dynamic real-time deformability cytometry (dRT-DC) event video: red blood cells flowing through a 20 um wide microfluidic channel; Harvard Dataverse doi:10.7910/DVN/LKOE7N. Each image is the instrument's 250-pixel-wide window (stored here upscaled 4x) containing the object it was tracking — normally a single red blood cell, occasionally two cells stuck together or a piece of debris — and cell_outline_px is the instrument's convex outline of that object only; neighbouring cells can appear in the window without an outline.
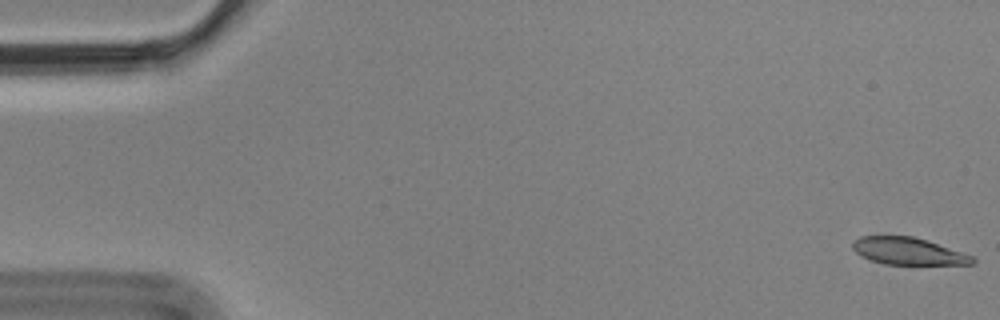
{"species": "Egyptian fruit bat (a non-hibernating species)", "species_latin": "Rousettus aegyptiacus", "temperature_condition": "cold", "stored_images_in_passage": 11, "camera_frame_rate_fps": 3000, "um_per_image_px": 0.085, "animal": {"sex": "male"}, "frame": {"image": 1, "passage_image": 1, "time_ms": 0.0, "image_size_px": [1000, 320], "cell_outline_px": [[976, 260], [972, 264], [884, 264], [860, 256], [852, 248], [852, 244], [860, 236], [912, 236], [928, 240], [972, 256]], "centroid_in_image_um": [77.17, 21.34], "position_along_channel_um": 7.8, "area_um2": 18.73}}
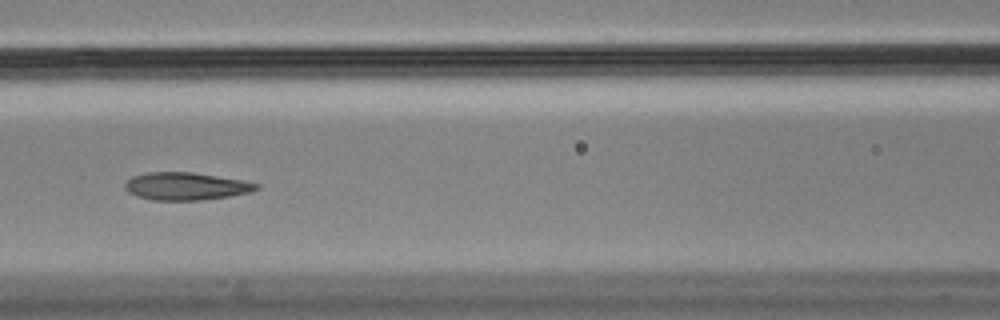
{"frame": {"image": 2, "passage_image": 7, "time_ms": 2.0, "image_size_px": [1000, 320], "cell_outline_px": [[260, 188], [248, 192], [228, 196], [200, 200], [152, 200], [136, 196], [128, 192], [124, 188], [124, 184], [132, 176], [148, 172], [192, 172], [240, 180], [260, 184]], "centroid_in_image_um": [15.75, 15.83], "position_along_channel_um": 150.8, "area_um2": 20.98}}
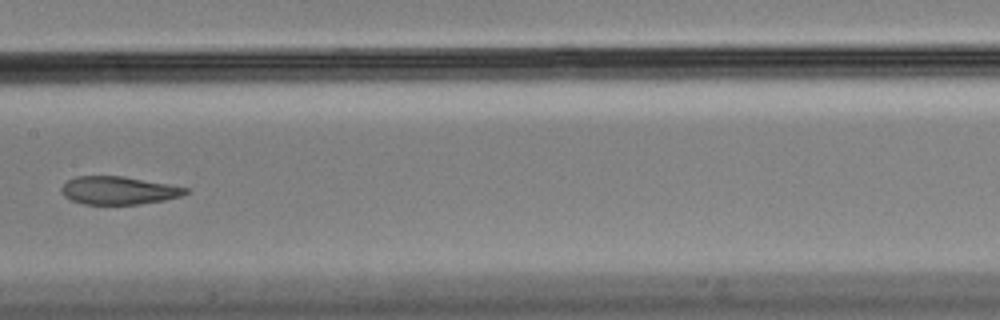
{"frame": {"image": 3, "passage_image": 8, "time_ms": 2.333, "image_size_px": [1000, 320], "cell_outline_px": [[192, 192], [180, 196], [164, 200], [140, 204], [84, 204], [72, 200], [64, 196], [60, 192], [60, 188], [68, 180], [76, 176], [120, 176], [168, 184], [188, 188]], "centroid_in_image_um": [10.08, 16.19], "position_along_channel_um": 197.3, "area_um2": 20.17}}